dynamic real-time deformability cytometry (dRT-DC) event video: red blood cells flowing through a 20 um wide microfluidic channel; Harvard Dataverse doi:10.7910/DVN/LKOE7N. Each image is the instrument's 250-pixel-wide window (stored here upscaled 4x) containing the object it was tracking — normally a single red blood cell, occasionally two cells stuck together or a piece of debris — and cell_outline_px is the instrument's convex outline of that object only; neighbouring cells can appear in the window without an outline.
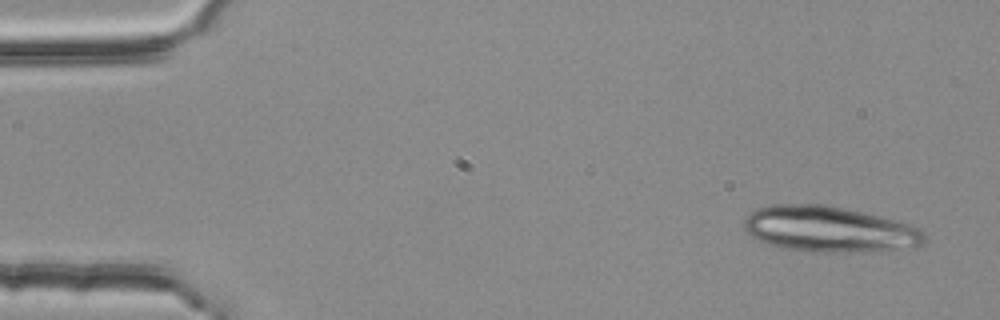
{"species": "common noctule bat (a hibernating species)", "species_latin": "Nyctalus noctula", "temperature_condition": "room temperature", "stored_images_in_passage": 3, "camera_frame_rate_fps": 3000, "um_per_image_px": 0.085, "animal": {"sex": "female", "body_mass_g": 25.1}, "frame": {"image": 1, "passage_image": 1, "time_ms": 0.0, "image_size_px": [1000, 320], "cell_outline_px": [[924, 240], [916, 248], [880, 252], [824, 252], [792, 248], [768, 244], [752, 236], [744, 228], [744, 220], [756, 208], [772, 204], [824, 204], [880, 216], [912, 224], [920, 228], [924, 232]], "centroid_in_image_um": [70.57, 19.48], "position_along_channel_um": 14.4, "area_um2": 48.15}}